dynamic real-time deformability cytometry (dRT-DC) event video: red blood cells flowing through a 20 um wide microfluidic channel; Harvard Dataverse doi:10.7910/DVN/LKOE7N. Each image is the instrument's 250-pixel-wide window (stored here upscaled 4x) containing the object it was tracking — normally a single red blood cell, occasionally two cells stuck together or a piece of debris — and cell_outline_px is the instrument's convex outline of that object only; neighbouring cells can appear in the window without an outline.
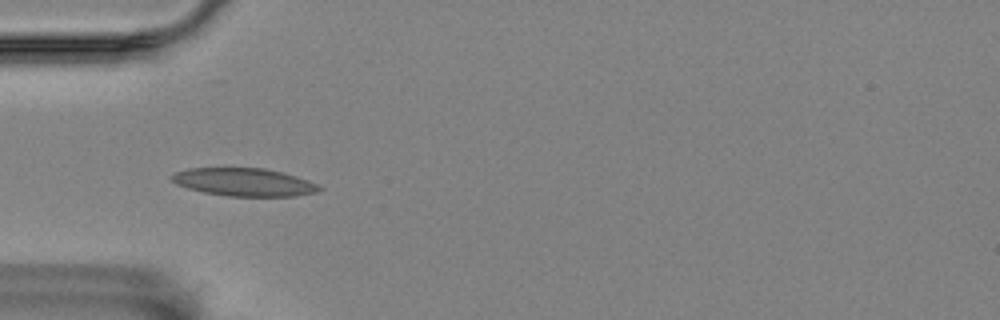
{"species": "Egyptian fruit bat (a non-hibernating species)", "species_latin": "Rousettus aegyptiacus", "temperature_condition": "room temperature", "stored_images_in_passage": 13, "camera_frame_rate_fps": 3000, "um_per_image_px": 0.085, "animal": {"sex": "female"}, "frame": {"image": 1, "passage_image": 4, "time_ms": 1.0, "image_size_px": [1000, 320], "cell_outline_px": [[324, 188], [316, 192], [296, 196], [228, 196], [204, 192], [188, 188], [176, 184], [172, 180], [172, 176], [176, 172], [188, 168], [264, 168], [296, 176], [308, 180]], "centroid_in_image_um": [20.76, 15.48], "position_along_channel_um": 64.2, "area_um2": 23.81}}
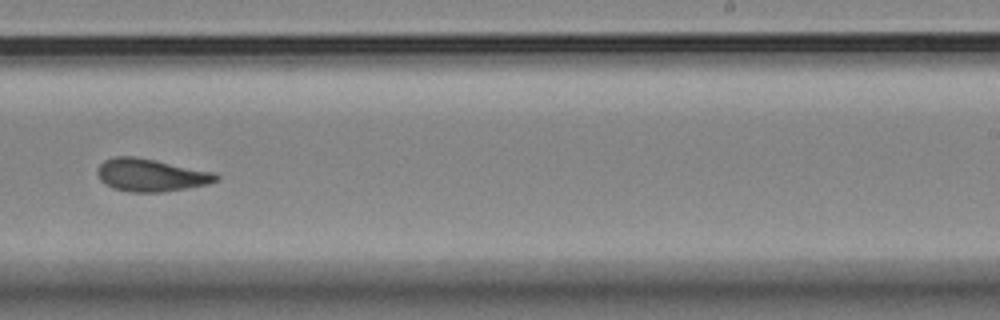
{"frame": {"image": 2, "passage_image": 9, "time_ms": 2.667, "image_size_px": [1000, 320], "cell_outline_px": [[220, 180], [208, 184], [188, 188], [160, 192], [128, 192], [112, 188], [104, 184], [100, 180], [96, 172], [96, 168], [104, 160], [116, 156], [136, 156], [216, 172], [220, 176]], "centroid_in_image_um": [12.83, 14.88], "position_along_channel_um": 276.2, "area_um2": 23.0}}
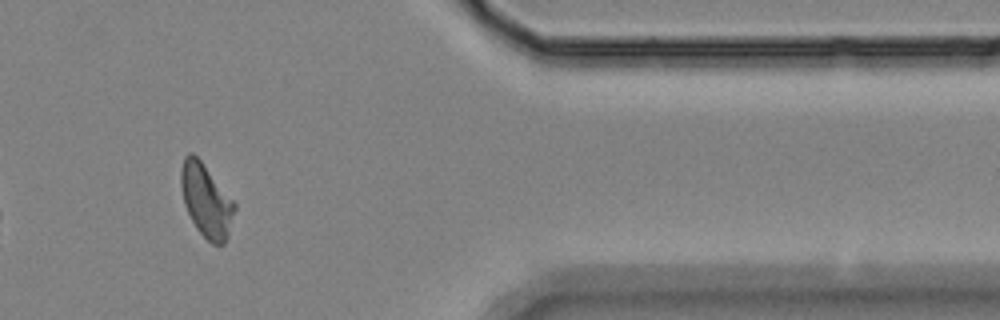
{"frame": {"image": 3, "passage_image": 12, "time_ms": 3.667, "image_size_px": [1000, 320], "cell_outline_px": [[236, 208], [228, 236], [224, 244], [212, 244], [196, 228], [184, 204], [180, 184], [180, 172], [184, 156], [188, 152], [192, 152], [200, 160], [236, 204]], "centroid_in_image_um": [17.52, 17.04], "position_along_channel_um": 393.9, "area_um2": 22.6}}